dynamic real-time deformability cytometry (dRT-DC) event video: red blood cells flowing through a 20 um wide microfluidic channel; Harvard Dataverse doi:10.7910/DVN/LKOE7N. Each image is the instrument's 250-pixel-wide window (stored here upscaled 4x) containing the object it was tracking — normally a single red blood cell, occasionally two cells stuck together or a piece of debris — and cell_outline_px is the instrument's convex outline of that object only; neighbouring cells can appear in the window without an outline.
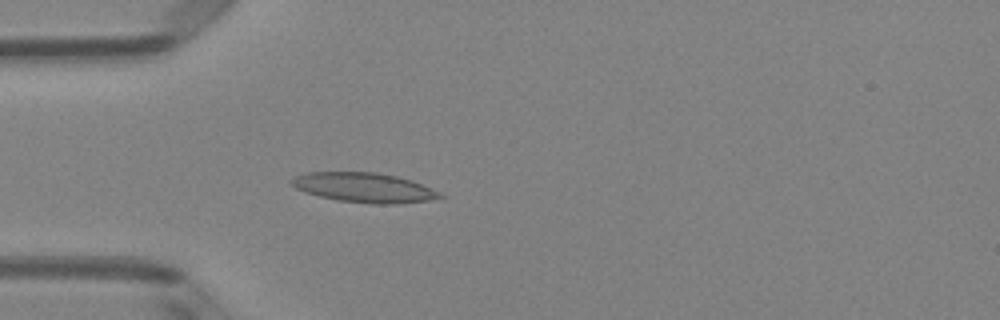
{"species": "Egyptian fruit bat (a non-hibernating species)", "species_latin": "Rousettus aegyptiacus", "temperature_condition": "room temperature", "stored_images_in_passage": 51, "camera_frame_rate_fps": 3000, "um_per_image_px": 0.085, "animal": {"sex": "female"}, "frame": {"image": 1, "passage_image": 15, "time_ms": 4.667, "image_size_px": [1000, 320], "cell_outline_px": [[448, 196], [428, 200], [396, 204], [372, 204], [336, 200], [304, 192], [288, 184], [288, 180], [304, 172], [376, 172], [396, 176], [412, 180], [440, 192]], "centroid_in_image_um": [30.92, 15.94], "position_along_channel_um": 54.1, "area_um2": 25.89}}
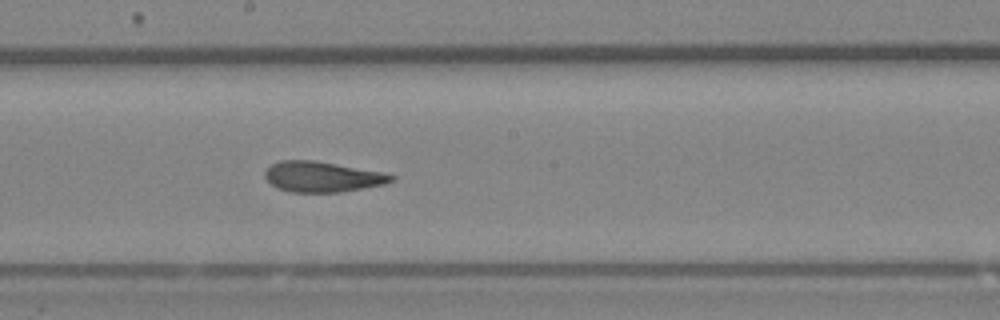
{"frame": {"image": 2, "passage_image": 28, "time_ms": 9.0, "image_size_px": [1000, 320], "cell_outline_px": [[396, 176], [392, 180], [384, 184], [340, 192], [292, 192], [276, 188], [264, 176], [264, 172], [272, 164], [280, 160], [312, 160], [384, 172]], "centroid_in_image_um": [27.37, 15.02], "position_along_channel_um": 220.8, "area_um2": 22.25}}
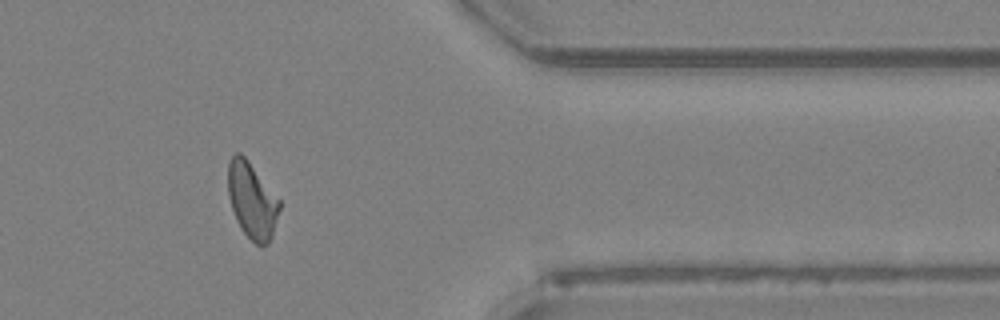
{"frame": {"image": 3, "passage_image": 42, "time_ms": 13.667, "image_size_px": [1000, 320], "cell_outline_px": [[280, 208], [272, 236], [268, 244], [260, 248], [240, 228], [236, 220], [228, 196], [228, 164], [232, 156], [236, 152], [240, 152], [248, 160], [280, 200]], "centroid_in_image_um": [21.42, 17.05], "position_along_channel_um": 390.0, "area_um2": 22.77}, "authors_computed_cell_mechanics": {"area_um2": 23.2356, "velocity_mm_per_s": 4.02, "shape_relaxation_time_tau1_ms": 10.1096, "shape_relaxation_time_tau2_ms": 1.8412, "deformation_change_tau1": 0.2498, "deformation_change_tau2": 0.1064}}